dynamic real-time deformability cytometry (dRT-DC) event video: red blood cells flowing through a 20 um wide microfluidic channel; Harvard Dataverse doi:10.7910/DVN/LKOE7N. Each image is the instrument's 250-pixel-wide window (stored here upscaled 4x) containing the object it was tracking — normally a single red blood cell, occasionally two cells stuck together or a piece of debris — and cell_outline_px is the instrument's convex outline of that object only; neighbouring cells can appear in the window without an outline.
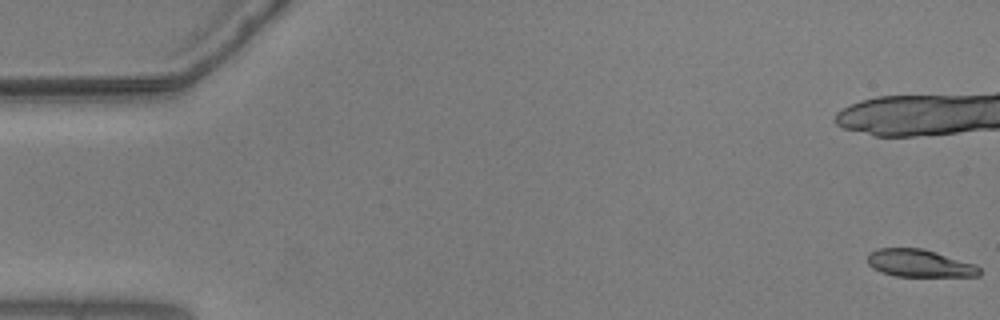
{"species": "common noctule bat (a hibernating species)", "species_latin": "Nyctalus noctula", "temperature_condition": "warm", "stored_images_in_passage": 14, "camera_frame_rate_fps": 3000, "um_per_image_px": 0.085, "animal": {"sex": "male", "body_mass_g": 20.5, "forearm_length_mm": 52.5}, "frame": {"image": 1, "passage_image": 1, "time_ms": 0.0, "image_size_px": [1000, 320], "cell_outline_px": [[980, 276], [896, 276], [880, 272], [872, 268], [868, 264], [868, 252], [880, 248], [920, 248], [936, 252], [976, 264], [980, 268]], "centroid_in_image_um": [78.15, 22.38], "position_along_channel_um": 6.9, "area_um2": 17.98}}